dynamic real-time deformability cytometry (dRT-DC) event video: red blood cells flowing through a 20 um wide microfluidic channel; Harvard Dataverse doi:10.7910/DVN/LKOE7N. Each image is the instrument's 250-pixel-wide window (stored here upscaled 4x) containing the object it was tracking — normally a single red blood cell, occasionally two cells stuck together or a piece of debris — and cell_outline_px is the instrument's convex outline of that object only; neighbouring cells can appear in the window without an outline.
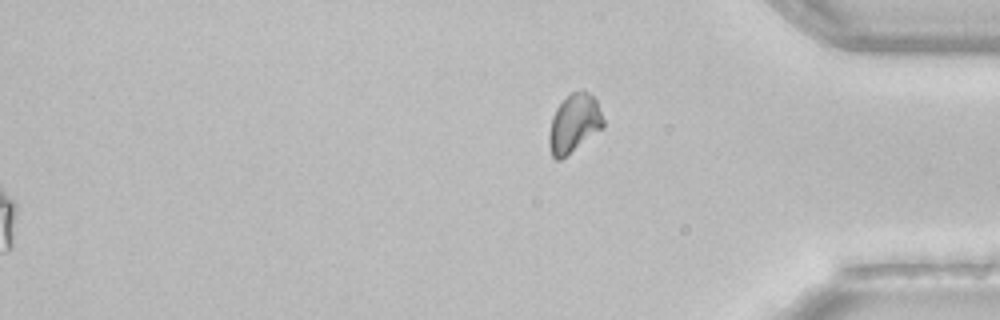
{"species": "common noctule bat (a hibernating species)", "species_latin": "Nyctalus noctula", "temperature_condition": "room temperature", "stored_images_in_passage": 37, "camera_frame_rate_fps": 3000, "um_per_image_px": 0.085, "animal": {"sex": "female", "body_mass_g": 22.7, "forearm_length_mm": 54.2}, "frame": {"image": 1, "passage_image": 37, "time_ms": 12.0, "image_size_px": [1000, 320], "cell_outline_px": [[604, 128], [560, 160], [556, 160], [552, 156], [548, 144], [548, 136], [552, 116], [556, 108], [572, 92], [580, 88], [584, 88], [596, 100], [604, 120]], "centroid_in_image_um": [48.8, 10.48], "position_along_channel_um": 386.4, "area_um2": 18.61}, "authors_computed_cell_mechanics": {"area_um2": 21.0392, "velocity_mm_per_s": 4.1344, "shape_relaxation_time_tau1_ms": 5.7824, "shape_relaxation_time_tau2_ms": 5.9169, "deformation_change_tau1": 0.1142, "deformation_change_tau2": 0.0981}}